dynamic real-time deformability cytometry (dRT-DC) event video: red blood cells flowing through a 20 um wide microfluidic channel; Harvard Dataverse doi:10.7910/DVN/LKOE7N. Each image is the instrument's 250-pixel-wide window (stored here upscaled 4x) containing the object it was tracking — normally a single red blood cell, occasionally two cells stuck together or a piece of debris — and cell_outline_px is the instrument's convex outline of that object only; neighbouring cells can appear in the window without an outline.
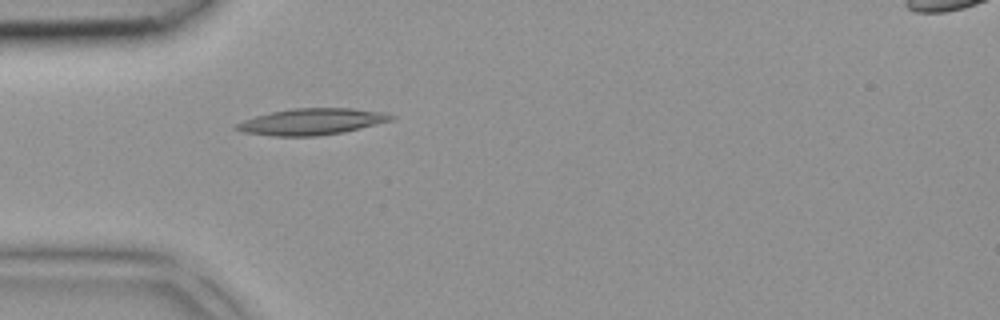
{"species": "common noctule bat (a hibernating species)", "species_latin": "Nyctalus noctula", "temperature_condition": "room temperature", "stored_images_in_passage": 31, "camera_frame_rate_fps": 3000, "um_per_image_px": 0.085, "animal": {"sex": "female", "body_mass_g": 18.4}, "frame": {"image": 1, "passage_image": 2, "time_ms": 0.333, "image_size_px": [1000, 320], "cell_outline_px": [[396, 116], [392, 120], [344, 132], [316, 136], [272, 136], [244, 132], [232, 128], [232, 124], [256, 116], [272, 112], [292, 108], [352, 108], [388, 112]], "centroid_in_image_um": [26.49, 10.33], "position_along_channel_um": 58.5, "area_um2": 23.93}}
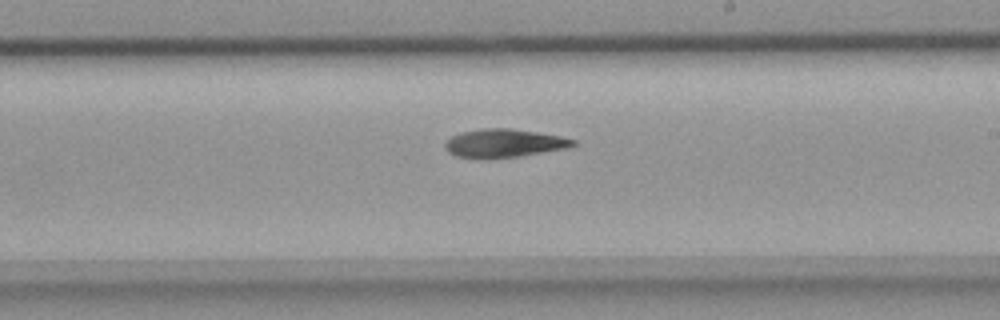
{"frame": {"image": 2, "passage_image": 14, "time_ms": 4.333, "image_size_px": [1000, 320], "cell_outline_px": [[576, 144], [568, 148], [520, 156], [484, 160], [456, 156], [448, 152], [444, 148], [444, 144], [452, 136], [460, 132], [484, 128], [512, 128], [560, 136], [576, 140]], "centroid_in_image_um": [42.81, 12.19], "position_along_channel_um": 246.2, "area_um2": 21.44}}
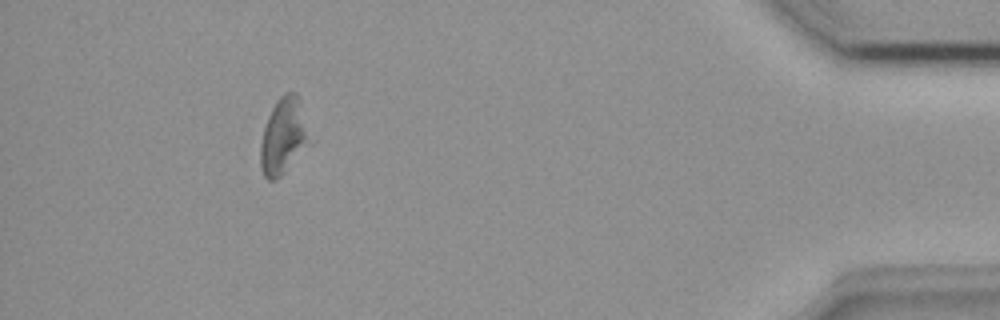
{"frame": {"image": 3, "passage_image": 28, "time_ms": 9.0, "image_size_px": [1000, 320], "cell_outline_px": [[308, 136], [284, 172], [276, 180], [268, 180], [264, 176], [260, 168], [260, 144], [264, 128], [268, 116], [276, 100], [284, 92], [296, 92], [300, 100]], "centroid_in_image_um": [23.99, 11.52], "position_along_channel_um": 411.2, "area_um2": 20.58}}